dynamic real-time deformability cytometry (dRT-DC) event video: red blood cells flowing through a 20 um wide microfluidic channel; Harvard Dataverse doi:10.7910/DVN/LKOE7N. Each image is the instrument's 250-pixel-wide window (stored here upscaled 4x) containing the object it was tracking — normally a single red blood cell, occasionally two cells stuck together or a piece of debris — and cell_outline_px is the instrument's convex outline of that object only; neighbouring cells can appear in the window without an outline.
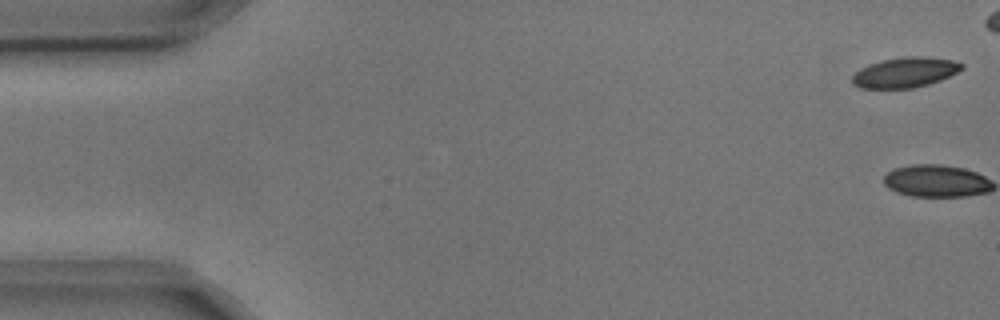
{"species": "common noctule bat (a hibernating species)", "species_latin": "Nyctalus noctula", "temperature_condition": "cold", "stored_images_in_passage": 10, "camera_frame_rate_fps": 3000, "um_per_image_px": 0.085, "animal": {"sex": "male", "body_mass_g": 17.9, "forearm_length_mm": 54.2}, "frame": {"image": 1, "passage_image": 1, "time_ms": 0.0, "image_size_px": [1000, 320], "cell_outline_px": [[964, 68], [940, 80], [928, 84], [912, 88], [860, 88], [852, 84], [852, 76], [860, 68], [868, 64], [880, 60], [904, 56], [924, 56], [952, 60], [964, 64]], "centroid_in_image_um": [76.9, 6.14], "position_along_channel_um": 8.1, "area_um2": 19.31}}
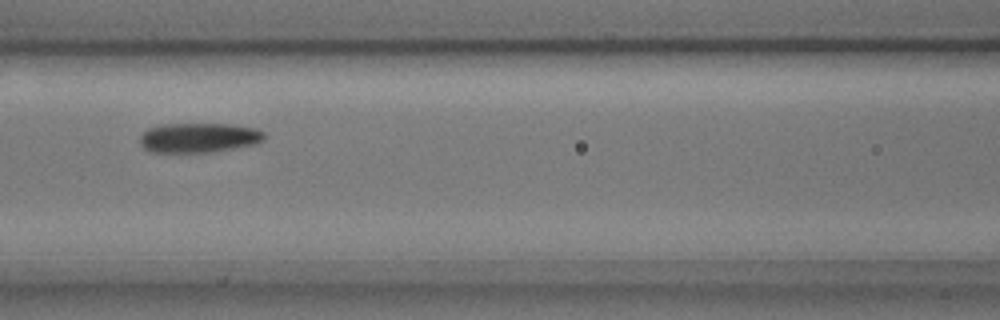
{"frame": {"image": 2, "passage_image": 9, "time_ms": 2.667, "image_size_px": [1000, 320], "cell_outline_px": [[264, 140], [252, 144], [212, 152], [148, 152], [140, 144], [140, 136], [148, 128], [160, 124], [228, 124], [256, 128], [264, 132]], "centroid_in_image_um": [16.85, 11.7], "position_along_channel_um": 149.7, "area_um2": 21.44}}
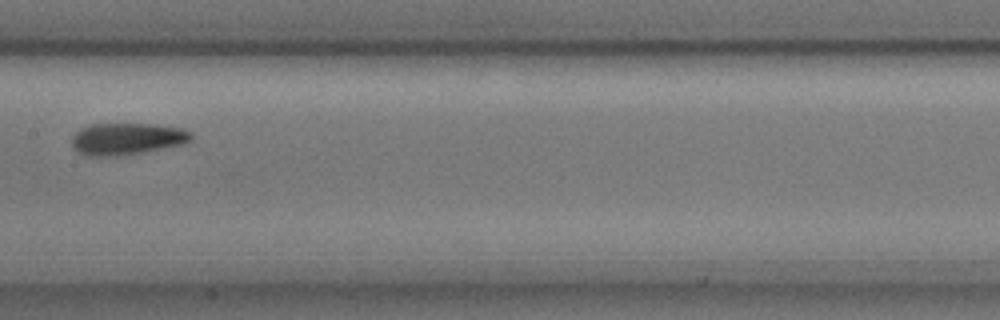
{"frame": {"image": 3, "passage_image": 10, "time_ms": 3.0, "image_size_px": [1000, 320], "cell_outline_px": [[192, 140], [184, 144], [144, 152], [120, 156], [88, 156], [76, 152], [72, 148], [72, 136], [80, 128], [88, 124], [148, 124], [180, 128], [192, 132]], "centroid_in_image_um": [10.75, 11.81], "position_along_channel_um": 196.6, "area_um2": 22.37}}